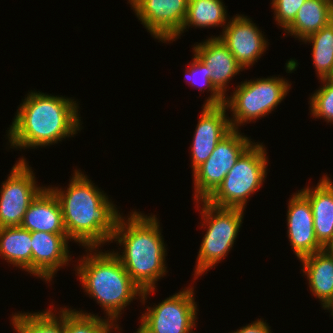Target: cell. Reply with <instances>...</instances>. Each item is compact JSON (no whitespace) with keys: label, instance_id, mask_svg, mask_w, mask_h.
Returning a JSON list of instances; mask_svg holds the SVG:
<instances>
[{"label":"cell","instance_id":"6da1fadb","mask_svg":"<svg viewBox=\"0 0 333 333\" xmlns=\"http://www.w3.org/2000/svg\"><path fill=\"white\" fill-rule=\"evenodd\" d=\"M73 171L67 189L47 187L59 200L68 238L79 246L101 248L111 241L123 213L88 175Z\"/></svg>","mask_w":333,"mask_h":333},{"label":"cell","instance_id":"7a4b0ae2","mask_svg":"<svg viewBox=\"0 0 333 333\" xmlns=\"http://www.w3.org/2000/svg\"><path fill=\"white\" fill-rule=\"evenodd\" d=\"M78 109L79 104L72 97L31 90L7 128L9 148L37 149L74 137L83 129Z\"/></svg>","mask_w":333,"mask_h":333},{"label":"cell","instance_id":"3957f363","mask_svg":"<svg viewBox=\"0 0 333 333\" xmlns=\"http://www.w3.org/2000/svg\"><path fill=\"white\" fill-rule=\"evenodd\" d=\"M119 218L110 243L116 242L122 252L113 250L131 279L143 290L140 302L145 305L155 293L156 283L166 276L167 248L156 215L131 210Z\"/></svg>","mask_w":333,"mask_h":333},{"label":"cell","instance_id":"277c9868","mask_svg":"<svg viewBox=\"0 0 333 333\" xmlns=\"http://www.w3.org/2000/svg\"><path fill=\"white\" fill-rule=\"evenodd\" d=\"M99 248L84 247L87 253L74 265L75 274L79 276L83 292L104 310V318L117 322L126 306L135 299L141 300L143 290L131 279L113 251L103 252Z\"/></svg>","mask_w":333,"mask_h":333},{"label":"cell","instance_id":"5b68a950","mask_svg":"<svg viewBox=\"0 0 333 333\" xmlns=\"http://www.w3.org/2000/svg\"><path fill=\"white\" fill-rule=\"evenodd\" d=\"M195 203L196 208L201 209L200 227L204 226L206 232L200 244L197 262L195 261L194 280L215 268L228 255L240 232L245 211L240 208L217 207L206 200Z\"/></svg>","mask_w":333,"mask_h":333},{"label":"cell","instance_id":"8992f818","mask_svg":"<svg viewBox=\"0 0 333 333\" xmlns=\"http://www.w3.org/2000/svg\"><path fill=\"white\" fill-rule=\"evenodd\" d=\"M266 151L263 143L253 142L206 201L217 207L245 209L249 197L263 187L267 177Z\"/></svg>","mask_w":333,"mask_h":333},{"label":"cell","instance_id":"52a82bcc","mask_svg":"<svg viewBox=\"0 0 333 333\" xmlns=\"http://www.w3.org/2000/svg\"><path fill=\"white\" fill-rule=\"evenodd\" d=\"M279 76L245 80L225 97V106L232 112V129L239 130V126L256 122L277 108L292 88L289 80Z\"/></svg>","mask_w":333,"mask_h":333},{"label":"cell","instance_id":"ba28073f","mask_svg":"<svg viewBox=\"0 0 333 333\" xmlns=\"http://www.w3.org/2000/svg\"><path fill=\"white\" fill-rule=\"evenodd\" d=\"M240 130L232 129L215 147L210 157L193 173L194 201L206 200L223 182L241 154L254 142Z\"/></svg>","mask_w":333,"mask_h":333},{"label":"cell","instance_id":"9c48e42d","mask_svg":"<svg viewBox=\"0 0 333 333\" xmlns=\"http://www.w3.org/2000/svg\"><path fill=\"white\" fill-rule=\"evenodd\" d=\"M194 298V287H184L153 307L147 305L139 323L151 333H194L199 311Z\"/></svg>","mask_w":333,"mask_h":333},{"label":"cell","instance_id":"30bf717a","mask_svg":"<svg viewBox=\"0 0 333 333\" xmlns=\"http://www.w3.org/2000/svg\"><path fill=\"white\" fill-rule=\"evenodd\" d=\"M13 165L0 188V228L20 226L30 203L46 187L39 186L24 158Z\"/></svg>","mask_w":333,"mask_h":333},{"label":"cell","instance_id":"8fae6325","mask_svg":"<svg viewBox=\"0 0 333 333\" xmlns=\"http://www.w3.org/2000/svg\"><path fill=\"white\" fill-rule=\"evenodd\" d=\"M189 0H139L132 10L158 42L170 43L181 31Z\"/></svg>","mask_w":333,"mask_h":333},{"label":"cell","instance_id":"7c38bea8","mask_svg":"<svg viewBox=\"0 0 333 333\" xmlns=\"http://www.w3.org/2000/svg\"><path fill=\"white\" fill-rule=\"evenodd\" d=\"M218 36L244 70L250 69L267 50L264 32L247 16L236 14Z\"/></svg>","mask_w":333,"mask_h":333},{"label":"cell","instance_id":"4fadbf2b","mask_svg":"<svg viewBox=\"0 0 333 333\" xmlns=\"http://www.w3.org/2000/svg\"><path fill=\"white\" fill-rule=\"evenodd\" d=\"M69 241L66 233L31 232L32 276L53 281L57 271L71 262Z\"/></svg>","mask_w":333,"mask_h":333},{"label":"cell","instance_id":"5bb4252c","mask_svg":"<svg viewBox=\"0 0 333 333\" xmlns=\"http://www.w3.org/2000/svg\"><path fill=\"white\" fill-rule=\"evenodd\" d=\"M202 107L190 146L192 172L210 157L216 145L232 130L225 104Z\"/></svg>","mask_w":333,"mask_h":333},{"label":"cell","instance_id":"9a60e30c","mask_svg":"<svg viewBox=\"0 0 333 333\" xmlns=\"http://www.w3.org/2000/svg\"><path fill=\"white\" fill-rule=\"evenodd\" d=\"M288 202L287 236L297 258L300 260L323 250L316 239L314 217L308 198L298 190L291 195Z\"/></svg>","mask_w":333,"mask_h":333},{"label":"cell","instance_id":"2e32d148","mask_svg":"<svg viewBox=\"0 0 333 333\" xmlns=\"http://www.w3.org/2000/svg\"><path fill=\"white\" fill-rule=\"evenodd\" d=\"M195 54L211 70V83L225 98L228 83L244 69L218 35L193 45Z\"/></svg>","mask_w":333,"mask_h":333},{"label":"cell","instance_id":"e0dca14e","mask_svg":"<svg viewBox=\"0 0 333 333\" xmlns=\"http://www.w3.org/2000/svg\"><path fill=\"white\" fill-rule=\"evenodd\" d=\"M323 175L317 185L300 191L308 198L313 213L318 243L325 249L333 246V181Z\"/></svg>","mask_w":333,"mask_h":333},{"label":"cell","instance_id":"ac0fdd59","mask_svg":"<svg viewBox=\"0 0 333 333\" xmlns=\"http://www.w3.org/2000/svg\"><path fill=\"white\" fill-rule=\"evenodd\" d=\"M20 226L30 232L66 233L59 200L48 187L30 203Z\"/></svg>","mask_w":333,"mask_h":333},{"label":"cell","instance_id":"d6986e66","mask_svg":"<svg viewBox=\"0 0 333 333\" xmlns=\"http://www.w3.org/2000/svg\"><path fill=\"white\" fill-rule=\"evenodd\" d=\"M299 261L301 272L308 279L310 293L319 299L323 308L333 296V250L325 248Z\"/></svg>","mask_w":333,"mask_h":333},{"label":"cell","instance_id":"ffe728a7","mask_svg":"<svg viewBox=\"0 0 333 333\" xmlns=\"http://www.w3.org/2000/svg\"><path fill=\"white\" fill-rule=\"evenodd\" d=\"M333 21V0H306L285 35L303 41ZM287 33V34H286Z\"/></svg>","mask_w":333,"mask_h":333},{"label":"cell","instance_id":"44dd1931","mask_svg":"<svg viewBox=\"0 0 333 333\" xmlns=\"http://www.w3.org/2000/svg\"><path fill=\"white\" fill-rule=\"evenodd\" d=\"M0 257L31 276V232L21 226L0 228Z\"/></svg>","mask_w":333,"mask_h":333},{"label":"cell","instance_id":"7402d4cb","mask_svg":"<svg viewBox=\"0 0 333 333\" xmlns=\"http://www.w3.org/2000/svg\"><path fill=\"white\" fill-rule=\"evenodd\" d=\"M223 0H189L187 16L181 31L172 42L188 31L189 27L210 28L221 27L222 31L228 24V13ZM223 26V27H222Z\"/></svg>","mask_w":333,"mask_h":333},{"label":"cell","instance_id":"603a6c76","mask_svg":"<svg viewBox=\"0 0 333 333\" xmlns=\"http://www.w3.org/2000/svg\"><path fill=\"white\" fill-rule=\"evenodd\" d=\"M53 311L49 308L42 312H15L10 318L13 330L17 333H65L64 307H60L59 312Z\"/></svg>","mask_w":333,"mask_h":333},{"label":"cell","instance_id":"cb8c5ba5","mask_svg":"<svg viewBox=\"0 0 333 333\" xmlns=\"http://www.w3.org/2000/svg\"><path fill=\"white\" fill-rule=\"evenodd\" d=\"M302 42L312 43L313 66L319 80L326 79L333 67V21Z\"/></svg>","mask_w":333,"mask_h":333},{"label":"cell","instance_id":"d4e9b609","mask_svg":"<svg viewBox=\"0 0 333 333\" xmlns=\"http://www.w3.org/2000/svg\"><path fill=\"white\" fill-rule=\"evenodd\" d=\"M118 325L116 322L108 318L104 319L98 314L95 315L94 313L84 312V310L79 311L64 306L65 333H111L113 331L118 333L119 330H122Z\"/></svg>","mask_w":333,"mask_h":333},{"label":"cell","instance_id":"484cf974","mask_svg":"<svg viewBox=\"0 0 333 333\" xmlns=\"http://www.w3.org/2000/svg\"><path fill=\"white\" fill-rule=\"evenodd\" d=\"M211 70L194 54L192 62L185 70V80L188 85L199 88L200 92L210 91V96L205 100L204 105L225 104V98L214 88L211 83Z\"/></svg>","mask_w":333,"mask_h":333},{"label":"cell","instance_id":"4316f807","mask_svg":"<svg viewBox=\"0 0 333 333\" xmlns=\"http://www.w3.org/2000/svg\"><path fill=\"white\" fill-rule=\"evenodd\" d=\"M319 89L315 90L309 97L310 115L333 124V81L321 79Z\"/></svg>","mask_w":333,"mask_h":333},{"label":"cell","instance_id":"83f0119b","mask_svg":"<svg viewBox=\"0 0 333 333\" xmlns=\"http://www.w3.org/2000/svg\"><path fill=\"white\" fill-rule=\"evenodd\" d=\"M306 0H272L271 9L274 11L276 24L285 30L295 19L297 12Z\"/></svg>","mask_w":333,"mask_h":333},{"label":"cell","instance_id":"f1b7e54d","mask_svg":"<svg viewBox=\"0 0 333 333\" xmlns=\"http://www.w3.org/2000/svg\"><path fill=\"white\" fill-rule=\"evenodd\" d=\"M267 320L264 321L262 318H258L256 321L251 322L250 324H247L246 326H243L240 329H237L236 331L230 332V333H272L271 327L268 326V323H266Z\"/></svg>","mask_w":333,"mask_h":333},{"label":"cell","instance_id":"f546056e","mask_svg":"<svg viewBox=\"0 0 333 333\" xmlns=\"http://www.w3.org/2000/svg\"><path fill=\"white\" fill-rule=\"evenodd\" d=\"M324 310H329L330 314L333 316V296L327 302V304L323 307Z\"/></svg>","mask_w":333,"mask_h":333},{"label":"cell","instance_id":"4dcf8cb0","mask_svg":"<svg viewBox=\"0 0 333 333\" xmlns=\"http://www.w3.org/2000/svg\"><path fill=\"white\" fill-rule=\"evenodd\" d=\"M134 333H151L149 332L141 323L139 325V328H137V331Z\"/></svg>","mask_w":333,"mask_h":333},{"label":"cell","instance_id":"1f68e13d","mask_svg":"<svg viewBox=\"0 0 333 333\" xmlns=\"http://www.w3.org/2000/svg\"><path fill=\"white\" fill-rule=\"evenodd\" d=\"M326 80L333 81V67H332V70H331L329 76L326 78Z\"/></svg>","mask_w":333,"mask_h":333},{"label":"cell","instance_id":"d6a6232c","mask_svg":"<svg viewBox=\"0 0 333 333\" xmlns=\"http://www.w3.org/2000/svg\"><path fill=\"white\" fill-rule=\"evenodd\" d=\"M139 0H128V3L131 5V8L138 2Z\"/></svg>","mask_w":333,"mask_h":333}]
</instances>
